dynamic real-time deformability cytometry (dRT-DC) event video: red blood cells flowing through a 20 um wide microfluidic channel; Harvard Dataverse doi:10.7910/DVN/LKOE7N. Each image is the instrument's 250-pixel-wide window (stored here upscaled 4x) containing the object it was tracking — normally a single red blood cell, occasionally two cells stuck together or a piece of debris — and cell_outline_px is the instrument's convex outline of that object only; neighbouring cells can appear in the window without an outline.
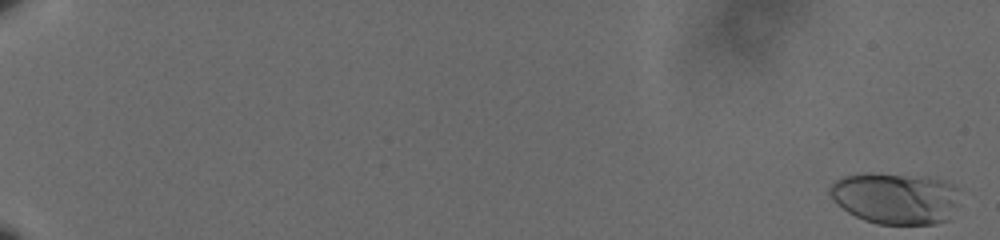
{"species": "human", "species_latin": "Homo sapiens", "temperature_condition": "cold", "stored_images_in_passage": 61, "camera_frame_rate_fps": 3000, "um_per_image_px": 0.085, "donor": {"sex": "male"}, "frame": {"image": 1, "passage_image": 1, "time_ms": 0.0, "image_size_px": [1000, 240], "cell_outline_px": [[960, 188], [956, 204], [948, 220], [936, 224], [876, 224], [864, 220], [848, 212], [836, 204], [832, 200], [828, 192], [828, 188], [836, 180], [844, 176], [864, 172], [872, 172], [928, 176], [948, 180]], "centroid_in_image_um": [76.12, 16.82], "position_along_channel_um": 8.9, "area_um2": 39.94}}
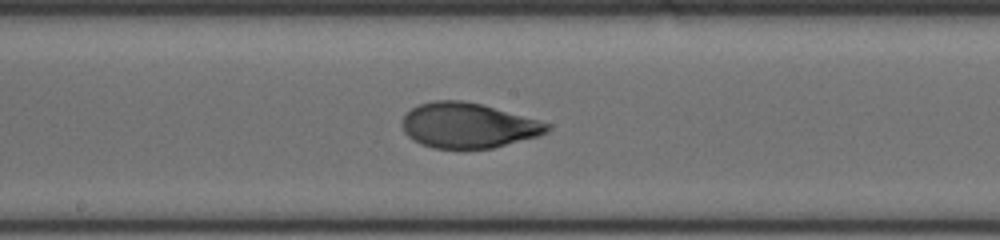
{"frame": {"image": 2, "passage_image": 37, "time_ms": 12.0, "image_size_px": [1000, 240], "cell_outline_px": [[552, 128], [548, 132], [536, 136], [492, 148], [432, 148], [420, 144], [412, 140], [404, 132], [404, 116], [412, 108], [420, 104], [436, 100], [460, 100], [480, 104], [552, 124]], "centroid_in_image_um": [39.79, 10.67], "position_along_channel_um": 208.4, "area_um2": 37.63}}
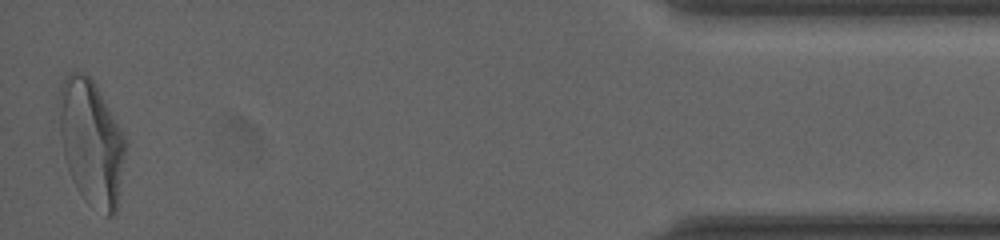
{"frame": {"image": 3, "passage_image": 61, "time_ms": 20.0, "image_size_px": [1000, 240], "cell_outline_px": [[128, 144], [116, 216], [108, 216], [80, 192], [76, 188], [72, 180], [64, 156], [60, 136], [56, 104], [60, 84], [68, 72], [84, 72], [96, 84], [120, 128]], "centroid_in_image_um": [7.75, 12.04], "position_along_channel_um": 427.4, "area_um2": 49.01}, "authors_computed_cell_mechanics": {"area_um2": 38.0902, "velocity_mm_per_s": 3.5748, "shape_relaxation_time_tau1_ms": 4.1271, "shape_relaxation_time_tau2_ms": 0.9696, "deformation_change_tau1": 0.1775, "deformation_change_tau2": 0.0573}}